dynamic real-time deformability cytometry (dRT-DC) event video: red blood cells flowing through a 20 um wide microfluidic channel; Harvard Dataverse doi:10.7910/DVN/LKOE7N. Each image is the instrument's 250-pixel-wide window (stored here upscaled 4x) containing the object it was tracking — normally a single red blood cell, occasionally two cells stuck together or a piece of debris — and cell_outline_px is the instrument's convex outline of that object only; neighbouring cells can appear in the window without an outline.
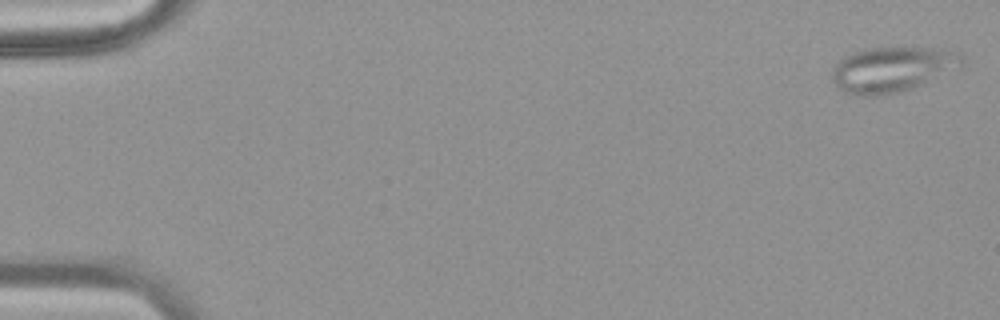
{"species": "common noctule bat (a hibernating species)", "species_latin": "Nyctalus noctula", "temperature_condition": "warm", "stored_images_in_passage": 46, "camera_frame_rate_fps": 3000, "um_per_image_px": 0.085, "animal": {"sex": "female", "body_mass_g": 18.4}, "frame": {"image": 1, "passage_image": 1, "time_ms": 0.0, "image_size_px": [1000, 320], "cell_outline_px": [[964, 64], [960, 68], [912, 88], [900, 92], [880, 96], [856, 96], [844, 92], [832, 80], [832, 68], [844, 56], [856, 52], [872, 48], [932, 48], [956, 52], [964, 56]], "centroid_in_image_um": [75.85, 5.92], "position_along_channel_um": 9.2, "area_um2": 34.16}}
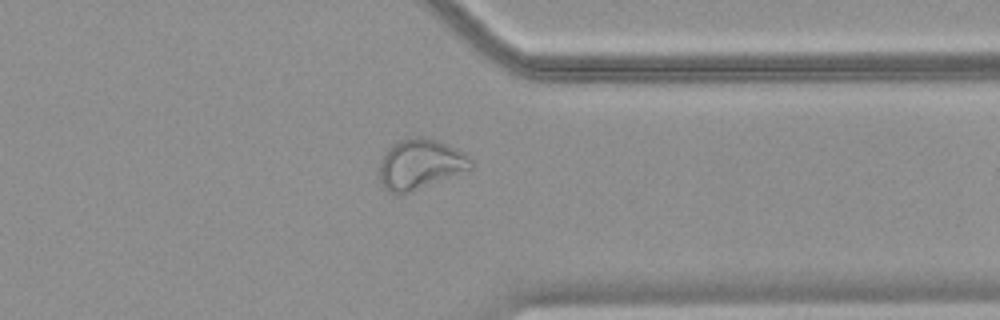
{"frame": {"image": 2, "passage_image": 39, "time_ms": 12.667, "image_size_px": [1000, 320], "cell_outline_px": [[472, 168], [408, 192], [392, 196], [384, 188], [380, 180], [376, 168], [380, 160], [388, 148], [392, 144], [400, 140], [416, 136], [420, 136], [436, 140], [448, 144], [464, 152], [472, 160]], "centroid_in_image_um": [35.64, 13.95], "position_along_channel_um": 375.8, "area_um2": 26.76}}
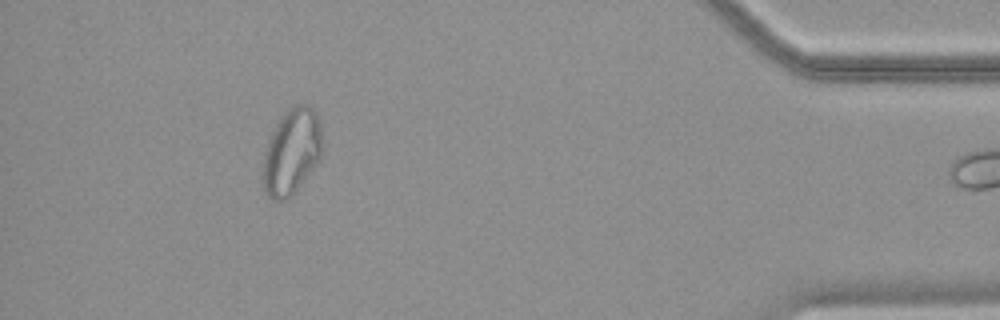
{"frame": {"image": 3, "passage_image": 45, "time_ms": 14.667, "image_size_px": [1000, 320], "cell_outline_px": [[324, 148], [320, 160], [292, 196], [284, 200], [272, 200], [264, 192], [264, 156], [268, 140], [276, 124], [288, 108], [292, 104], [308, 104], [316, 112], [320, 120]], "centroid_in_image_um": [24.84, 12.87], "position_along_channel_um": 410.4, "area_um2": 30.06}}